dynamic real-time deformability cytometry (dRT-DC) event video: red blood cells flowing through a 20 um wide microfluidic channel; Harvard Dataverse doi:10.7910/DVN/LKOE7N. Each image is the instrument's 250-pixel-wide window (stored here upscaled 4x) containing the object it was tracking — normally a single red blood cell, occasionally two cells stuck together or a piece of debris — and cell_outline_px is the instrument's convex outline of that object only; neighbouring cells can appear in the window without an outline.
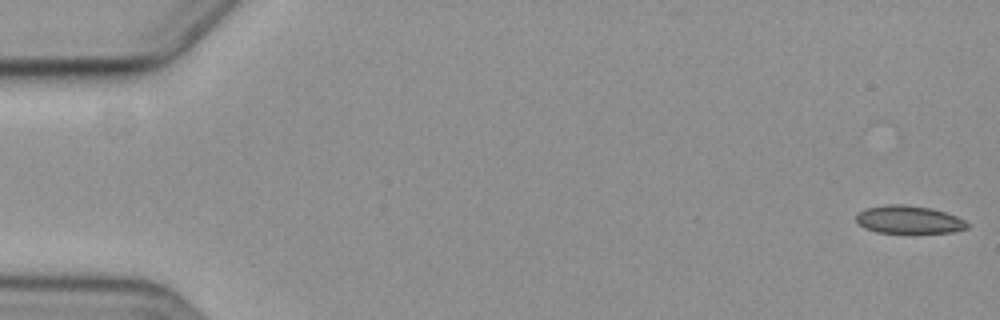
{"species": "common noctule bat (a hibernating species)", "species_latin": "Nyctalus noctula", "temperature_condition": "cold", "stored_images_in_passage": 4, "camera_frame_rate_fps": 3000, "um_per_image_px": 0.085, "animal": {"sex": "female", "body_mass_g": 19.3, "forearm_length_mm": 54.1}, "frame": {"image": 1, "passage_image": 1, "time_ms": 0.0, "image_size_px": [1000, 320], "cell_outline_px": [[968, 228], [956, 232], [876, 232], [864, 228], [856, 220], [856, 216], [864, 208], [888, 204], [900, 204], [932, 208], [956, 216], [964, 220], [968, 224]], "centroid_in_image_um": [77.25, 18.66], "position_along_channel_um": 7.8, "area_um2": 17.86}}
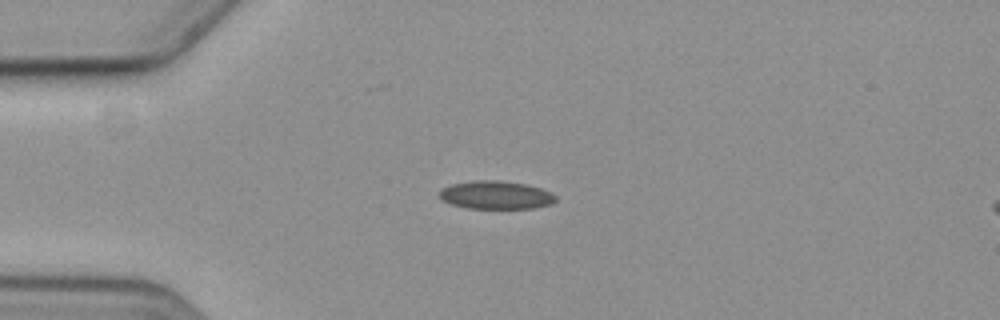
{"frame": {"image": 2, "passage_image": 4, "time_ms": 4.667, "image_size_px": [1000, 320], "cell_outline_px": [[556, 200], [552, 204], [532, 208], [468, 208], [452, 204], [440, 200], [440, 192], [444, 188], [452, 184], [476, 180], [496, 180], [524, 184], [540, 188], [556, 196]], "centroid_in_image_um": [42.14, 16.58], "position_along_channel_um": 42.9, "area_um2": 18.79}}